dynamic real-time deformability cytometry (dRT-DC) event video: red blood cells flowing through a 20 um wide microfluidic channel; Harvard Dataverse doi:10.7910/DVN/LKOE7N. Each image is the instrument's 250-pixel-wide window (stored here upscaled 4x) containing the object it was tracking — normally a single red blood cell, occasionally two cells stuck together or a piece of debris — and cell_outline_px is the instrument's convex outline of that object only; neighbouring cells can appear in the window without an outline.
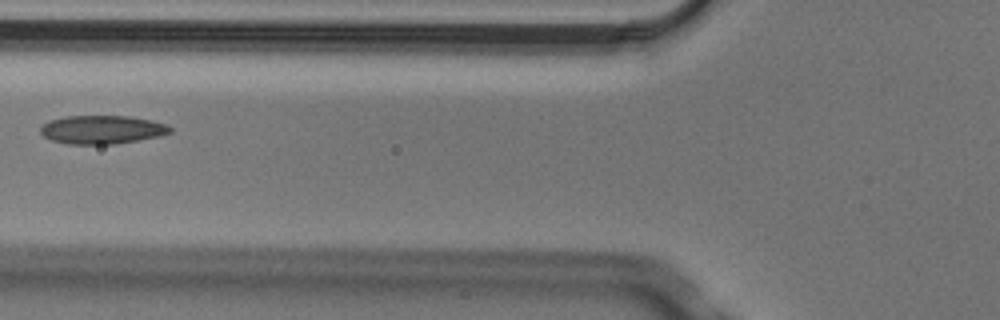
{"species": "Egyptian fruit bat (a non-hibernating species)", "species_latin": "Rousettus aegyptiacus", "temperature_condition": "cold", "stored_images_in_passage": 3, "camera_frame_rate_fps": 3000, "um_per_image_px": 0.085, "animal": {"sex": "male"}, "frame": {"image": 1, "passage_image": 3, "time_ms": 0.667, "image_size_px": [1000, 320], "cell_outline_px": [[172, 132], [160, 136], [116, 144], [68, 144], [52, 140], [44, 136], [40, 132], [40, 128], [48, 120], [64, 116], [128, 116], [152, 120], [168, 124], [172, 128]], "centroid_in_image_um": [8.69, 11.01], "position_along_channel_um": 117.1, "area_um2": 21.68}}